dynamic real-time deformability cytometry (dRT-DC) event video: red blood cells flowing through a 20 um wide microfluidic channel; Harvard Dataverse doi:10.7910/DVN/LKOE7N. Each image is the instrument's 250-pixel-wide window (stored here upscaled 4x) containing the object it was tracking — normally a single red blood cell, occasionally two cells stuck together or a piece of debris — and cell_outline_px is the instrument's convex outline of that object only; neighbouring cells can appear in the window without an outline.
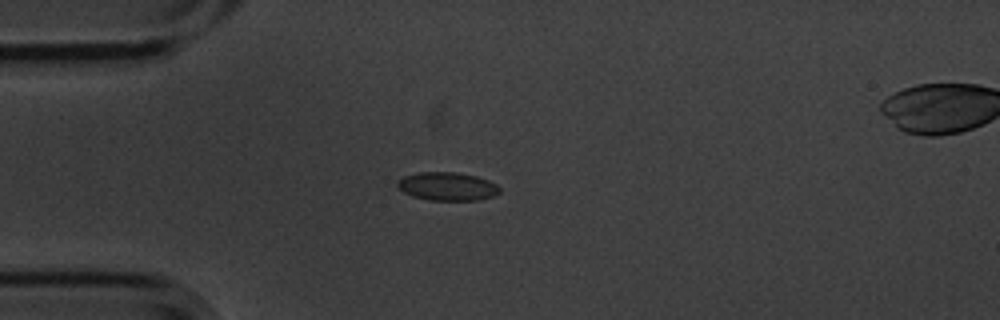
{"species": "common noctule bat (a hibernating species)", "species_latin": "Nyctalus noctula", "temperature_condition": "cold", "stored_images_in_passage": 3, "camera_frame_rate_fps": 3000, "um_per_image_px": 0.085, "animal": {"sex": "male", "body_mass_g": 20.1, "forearm_length_mm": 53.5}, "frame": {"image": 1, "passage_image": 1, "time_ms": 0.0, "image_size_px": [1000, 320], "cell_outline_px": [[500, 192], [492, 196], [476, 200], [428, 200], [412, 196], [404, 192], [396, 184], [396, 180], [404, 176], [420, 172], [456, 172], [476, 176], [488, 180], [496, 184], [500, 188]], "centroid_in_image_um": [38.0, 15.84], "position_along_channel_um": 47.0, "area_um2": 16.82}}
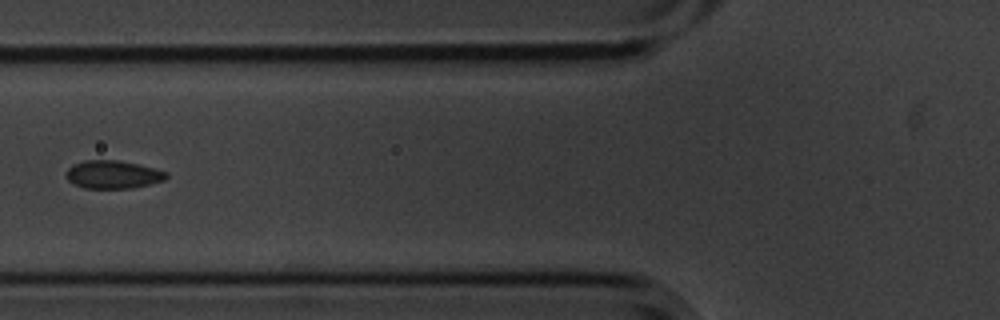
{"frame": {"image": 2, "passage_image": 3, "time_ms": 0.667, "image_size_px": [1000, 320], "cell_outline_px": [[168, 176], [164, 180], [132, 188], [84, 188], [68, 180], [64, 172], [72, 164], [84, 160], [120, 160], [156, 168], [168, 172]], "centroid_in_image_um": [9.59, 14.82], "position_along_channel_um": 116.2, "area_um2": 16.47}}